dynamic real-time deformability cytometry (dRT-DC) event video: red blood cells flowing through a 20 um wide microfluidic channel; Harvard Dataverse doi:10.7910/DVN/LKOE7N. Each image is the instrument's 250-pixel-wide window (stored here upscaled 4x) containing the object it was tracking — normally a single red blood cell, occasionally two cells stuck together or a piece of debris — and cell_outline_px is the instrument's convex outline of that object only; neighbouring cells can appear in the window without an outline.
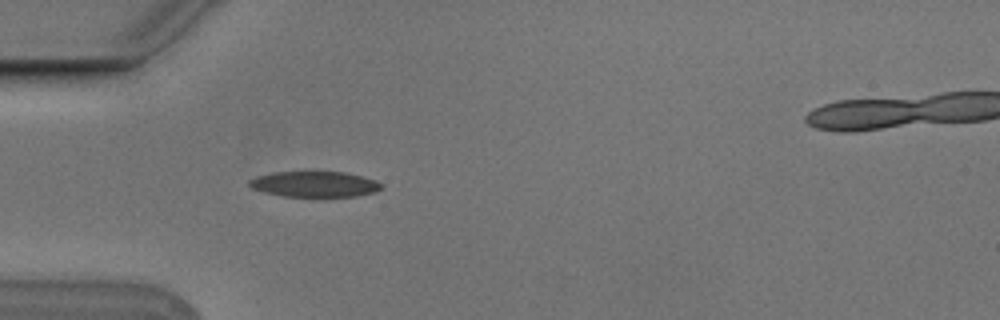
{"species": "Egyptian fruit bat (a non-hibernating species)", "species_latin": "Rousettus aegyptiacus", "temperature_condition": "cold", "stored_images_in_passage": 5, "camera_frame_rate_fps": 3000, "um_per_image_px": 0.085, "animal": {"sex": "male"}, "frame": {"image": 1, "passage_image": 4, "time_ms": 1.0, "image_size_px": [1000, 320], "cell_outline_px": [[384, 188], [376, 192], [356, 196], [324, 200], [320, 200], [280, 196], [264, 192], [252, 188], [248, 184], [248, 180], [256, 176], [272, 172], [344, 172], [376, 180], [384, 184]], "centroid_in_image_um": [26.77, 15.71], "position_along_channel_um": 58.2, "area_um2": 20.98}}